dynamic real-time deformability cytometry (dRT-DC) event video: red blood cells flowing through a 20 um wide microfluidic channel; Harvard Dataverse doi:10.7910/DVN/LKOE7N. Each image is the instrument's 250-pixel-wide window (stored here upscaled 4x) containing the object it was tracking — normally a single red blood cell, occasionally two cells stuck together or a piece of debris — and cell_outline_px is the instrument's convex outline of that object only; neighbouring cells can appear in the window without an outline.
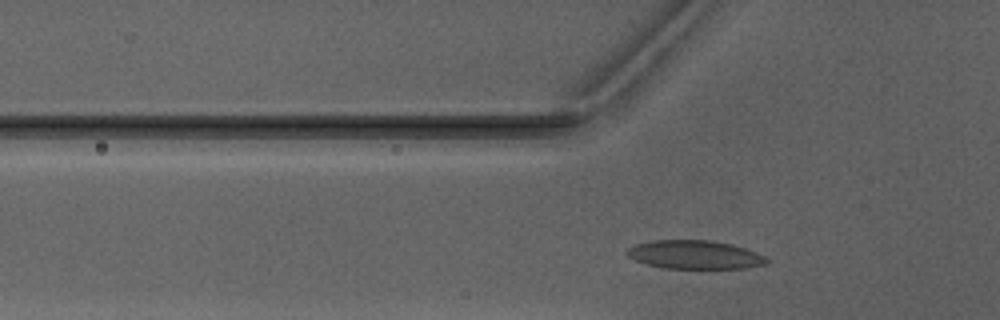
{"species": "Egyptian fruit bat (a non-hibernating species)", "species_latin": "Rousettus aegyptiacus", "temperature_condition": "warm", "stored_images_in_passage": 7, "segment_of_instrument_passage": [2, 2], "camera_frame_rate_fps": 3000, "um_per_image_px": 0.085, "animal": {"sex": "male"}, "frame": {"image": 1, "passage_image": 7, "time_ms": 7.667, "image_size_px": [1000, 320], "cell_outline_px": [[768, 260], [764, 264], [748, 268], [664, 268], [648, 264], [636, 260], [628, 256], [624, 252], [628, 248], [636, 244], [652, 240], [712, 240], [732, 244], [756, 252], [764, 256]], "centroid_in_image_um": [59.04, 21.64], "position_along_channel_um": 66.8, "area_um2": 23.12}}